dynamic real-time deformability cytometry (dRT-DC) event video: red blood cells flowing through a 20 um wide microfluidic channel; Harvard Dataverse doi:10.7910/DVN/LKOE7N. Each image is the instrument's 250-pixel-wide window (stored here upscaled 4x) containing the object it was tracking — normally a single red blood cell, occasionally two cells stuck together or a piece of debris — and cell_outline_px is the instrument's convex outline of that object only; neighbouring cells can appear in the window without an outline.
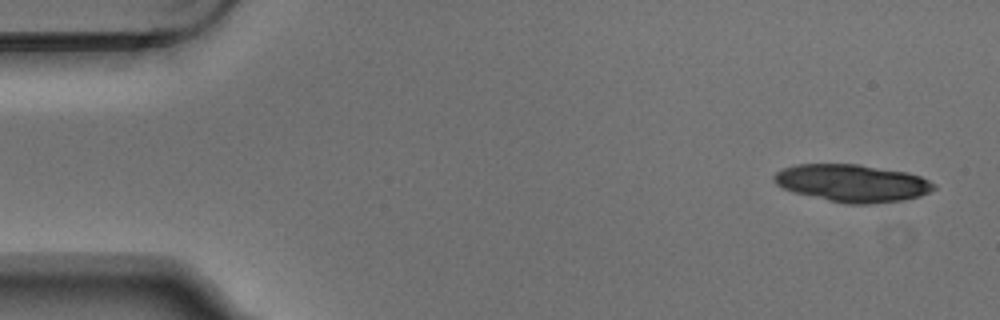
{"species": "Egyptian fruit bat (a non-hibernating species)", "species_latin": "Rousettus aegyptiacus", "temperature_condition": "warm", "stored_images_in_passage": 4, "camera_frame_rate_fps": 3000, "um_per_image_px": 0.085, "animal": {"sex": "male"}, "frame": {"image": 1, "passage_image": 1, "time_ms": 0.0, "image_size_px": [1000, 320], "cell_outline_px": [[936, 188], [920, 196], [904, 200], [872, 204], [848, 204], [828, 200], [792, 192], [776, 184], [772, 180], [772, 176], [776, 172], [784, 168], [796, 164], [860, 164], [908, 172], [920, 176], [936, 184]], "centroid_in_image_um": [72.44, 15.56], "position_along_channel_um": 12.6, "area_um2": 35.08}}